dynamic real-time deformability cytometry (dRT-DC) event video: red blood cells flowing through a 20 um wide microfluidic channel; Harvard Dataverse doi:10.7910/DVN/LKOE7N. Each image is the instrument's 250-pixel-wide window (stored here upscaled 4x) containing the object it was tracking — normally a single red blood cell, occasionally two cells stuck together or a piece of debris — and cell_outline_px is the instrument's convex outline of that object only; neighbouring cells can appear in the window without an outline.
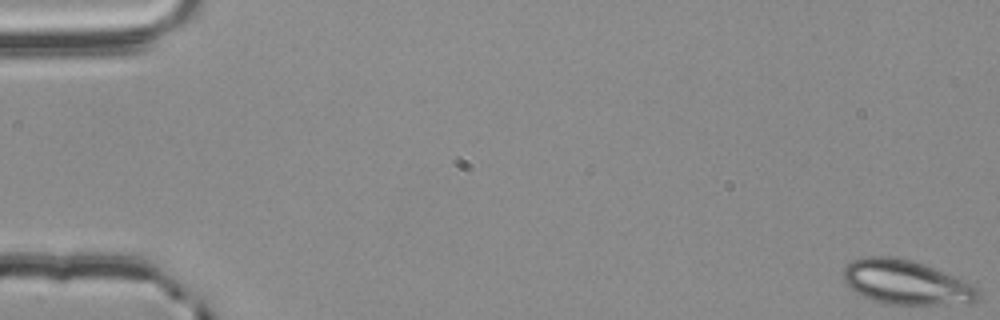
{"species": "common noctule bat (a hibernating species)", "species_latin": "Nyctalus noctula", "temperature_condition": "room temperature", "stored_images_in_passage": 18, "camera_frame_rate_fps": 3000, "um_per_image_px": 0.085, "animal": {"sex": "male", "body_mass_g": 20.4}, "frame": {"image": 1, "passage_image": 1, "time_ms": 0.0, "image_size_px": [1000, 320], "cell_outline_px": [[980, 296], [976, 300], [968, 304], [888, 304], [872, 300], [848, 288], [844, 280], [844, 268], [852, 260], [868, 256], [892, 256], [912, 260], [924, 264], [964, 280], [972, 284], [980, 292]], "centroid_in_image_um": [77.02, 24.0], "position_along_channel_um": 8.0, "area_um2": 34.85}}